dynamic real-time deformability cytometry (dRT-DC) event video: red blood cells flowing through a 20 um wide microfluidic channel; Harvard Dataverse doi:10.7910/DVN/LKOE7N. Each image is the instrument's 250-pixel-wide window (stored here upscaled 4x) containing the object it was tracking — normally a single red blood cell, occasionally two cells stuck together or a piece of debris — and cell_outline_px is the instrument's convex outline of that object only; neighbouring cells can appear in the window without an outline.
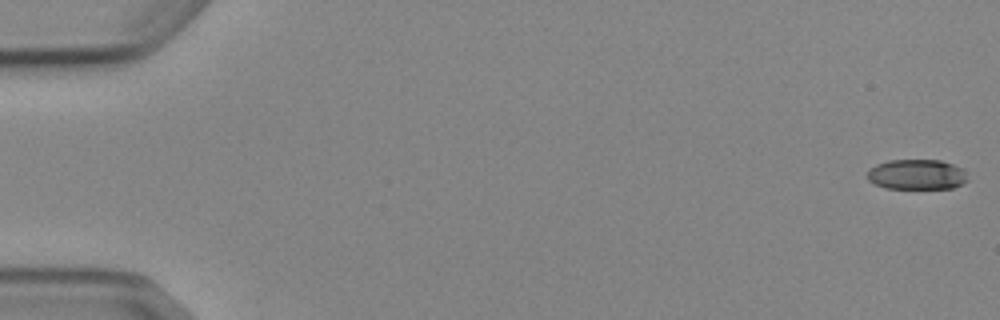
{"species": "Egyptian fruit bat (a non-hibernating species)", "species_latin": "Rousettus aegyptiacus", "temperature_condition": "cold", "stored_images_in_passage": 5, "camera_frame_rate_fps": 3000, "um_per_image_px": 0.085, "animal": {"sex": "female"}, "frame": {"image": 1, "passage_image": 1, "time_ms": 0.0, "image_size_px": [1000, 320], "cell_outline_px": [[968, 180], [964, 184], [952, 188], [884, 188], [868, 180], [868, 168], [876, 164], [888, 160], [940, 160], [964, 168]], "centroid_in_image_um": [77.94, 14.82], "position_along_channel_um": 7.1, "area_um2": 17.8}}